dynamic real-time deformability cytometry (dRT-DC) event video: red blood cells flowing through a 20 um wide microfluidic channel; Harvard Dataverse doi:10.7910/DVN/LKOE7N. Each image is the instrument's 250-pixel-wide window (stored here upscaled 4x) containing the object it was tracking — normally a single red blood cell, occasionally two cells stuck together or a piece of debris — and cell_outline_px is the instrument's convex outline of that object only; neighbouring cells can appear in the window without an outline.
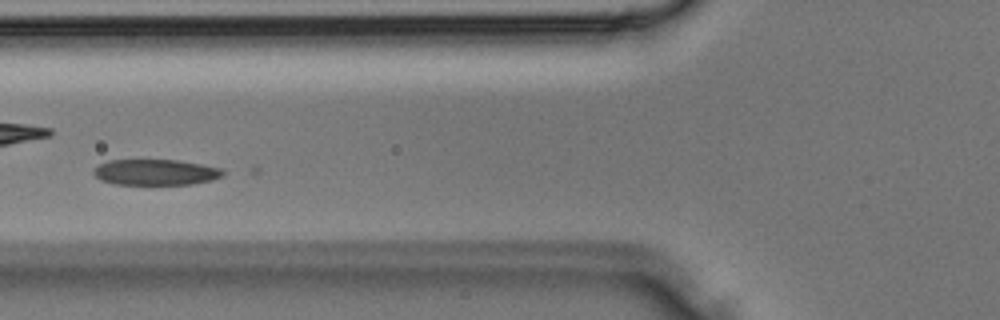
{"species": "Egyptian fruit bat (a non-hibernating species)", "species_latin": "Rousettus aegyptiacus", "temperature_condition": "room temperature", "stored_images_in_passage": 31, "camera_frame_rate_fps": 3000, "um_per_image_px": 0.085, "animal": {"sex": "male"}, "frame": {"image": 1, "passage_image": 9, "time_ms": 2.667, "image_size_px": [1000, 320], "cell_outline_px": [[224, 176], [212, 180], [192, 184], [116, 184], [100, 180], [92, 172], [100, 164], [108, 160], [176, 160], [224, 168]], "centroid_in_image_um": [13.26, 14.64], "position_along_channel_um": 112.5, "area_um2": 19.42}}
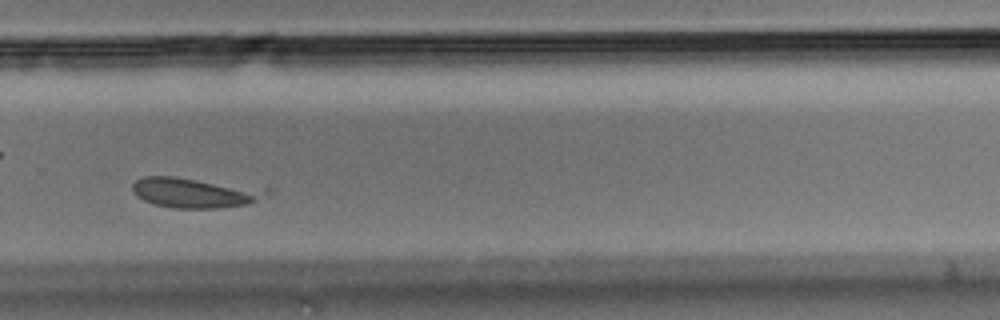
{"frame": {"image": 2, "passage_image": 20, "time_ms": 6.333, "image_size_px": [1000, 320], "cell_outline_px": [[272, 192], [248, 204], [220, 208], [172, 208], [152, 204], [144, 200], [132, 188], [132, 184], [136, 180], [144, 176], [172, 176], [272, 188]], "centroid_in_image_um": [16.64, 16.37], "position_along_channel_um": 313.2, "area_um2": 23.76}}
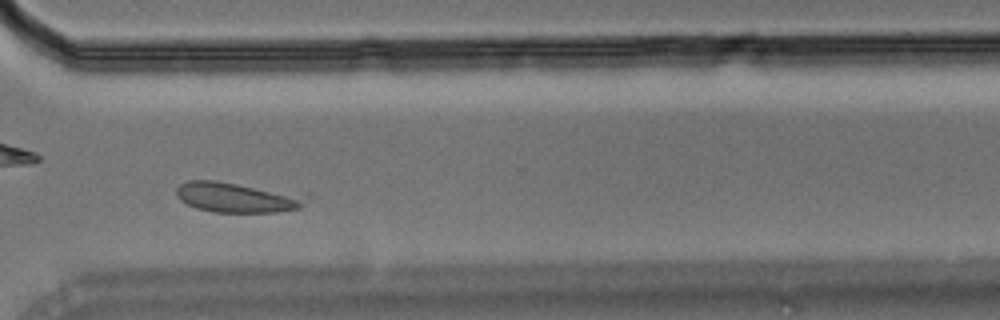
{"frame": {"image": 3, "passage_image": 22, "time_ms": 7.0, "image_size_px": [1000, 320], "cell_outline_px": [[316, 196], [300, 208], [276, 212], [212, 212], [196, 208], [180, 200], [176, 196], [176, 188], [180, 184], [188, 180], [216, 180], [312, 192]], "centroid_in_image_um": [20.4, 16.74], "position_along_channel_um": 350.2, "area_um2": 24.45}}